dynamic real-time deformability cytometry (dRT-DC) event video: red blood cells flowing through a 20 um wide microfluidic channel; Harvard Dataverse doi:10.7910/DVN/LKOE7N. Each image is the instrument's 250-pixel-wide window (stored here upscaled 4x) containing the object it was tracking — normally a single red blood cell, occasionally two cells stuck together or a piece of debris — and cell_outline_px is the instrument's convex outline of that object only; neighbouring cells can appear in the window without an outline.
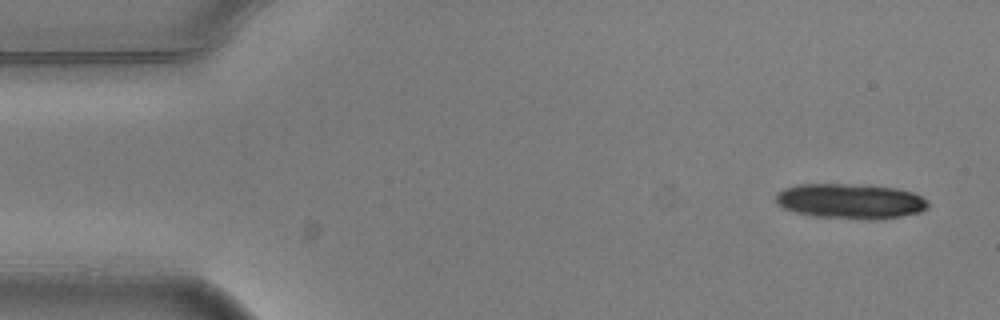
{"species": "common noctule bat (a hibernating species)", "species_latin": "Nyctalus noctula", "temperature_condition": "warm", "stored_images_in_passage": 4, "camera_frame_rate_fps": 3000, "um_per_image_px": 0.085, "animal": {"sex": "male", "body_mass_g": 20.5, "forearm_length_mm": 52.5}, "frame": {"image": 1, "passage_image": 1, "time_ms": 0.0, "image_size_px": [1000, 320], "cell_outline_px": [[928, 208], [920, 212], [900, 216], [872, 220], [868, 220], [816, 216], [796, 212], [784, 208], [776, 204], [776, 192], [784, 188], [796, 184], [868, 184], [896, 188], [912, 192], [928, 200]], "centroid_in_image_um": [72.28, 17.09], "position_along_channel_um": 12.7, "area_um2": 31.39}}